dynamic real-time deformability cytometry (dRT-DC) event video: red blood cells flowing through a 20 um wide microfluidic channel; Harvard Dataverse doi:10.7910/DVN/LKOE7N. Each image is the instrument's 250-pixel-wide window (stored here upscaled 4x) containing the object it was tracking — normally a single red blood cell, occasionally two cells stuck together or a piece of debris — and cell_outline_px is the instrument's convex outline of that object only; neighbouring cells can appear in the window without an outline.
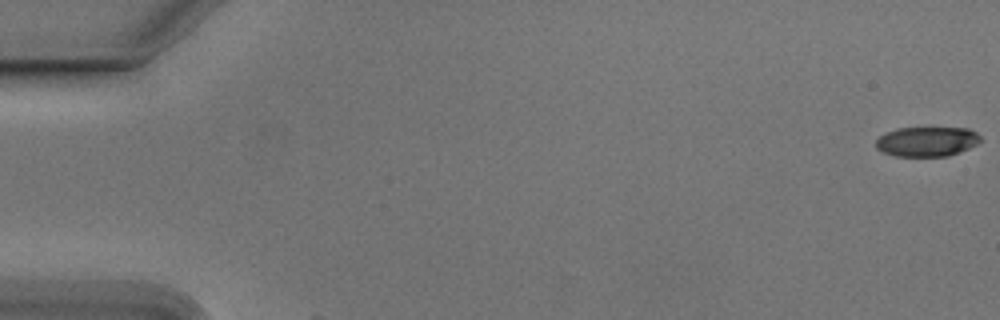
{"species": "Egyptian fruit bat (a non-hibernating species)", "species_latin": "Rousettus aegyptiacus", "temperature_condition": "cold", "stored_images_in_passage": 2, "camera_frame_rate_fps": 3000, "um_per_image_px": 0.085, "animal": {"sex": "male"}, "frame": {"image": 1, "passage_image": 1, "time_ms": 0.0, "image_size_px": [1000, 320], "cell_outline_px": [[980, 140], [976, 144], [968, 148], [948, 156], [896, 156], [880, 152], [876, 148], [876, 140], [880, 136], [896, 128], [968, 128], [976, 132], [980, 136]], "centroid_in_image_um": [78.76, 12.03], "position_along_channel_um": 6.2, "area_um2": 18.03}}